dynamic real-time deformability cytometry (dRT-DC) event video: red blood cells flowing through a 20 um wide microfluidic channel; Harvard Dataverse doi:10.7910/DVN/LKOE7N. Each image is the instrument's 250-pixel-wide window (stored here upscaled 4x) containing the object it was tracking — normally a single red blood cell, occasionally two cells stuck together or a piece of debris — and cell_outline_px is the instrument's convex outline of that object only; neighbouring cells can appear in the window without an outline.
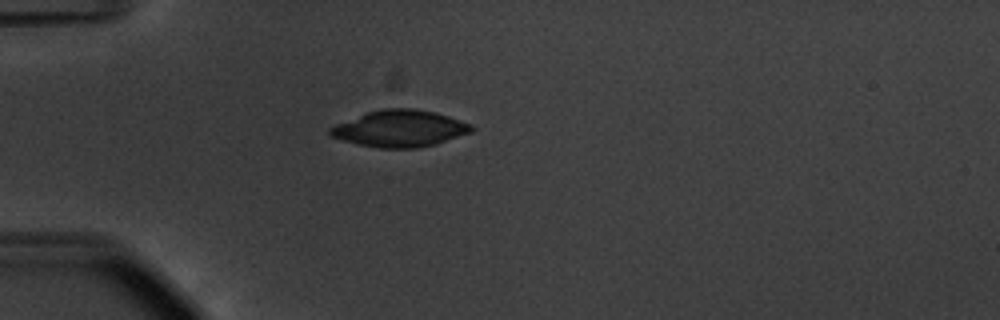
{"species": "common noctule bat (a hibernating species)", "species_latin": "Nyctalus noctula", "temperature_condition": "warm", "stored_images_in_passage": 39, "camera_frame_rate_fps": 3000, "um_per_image_px": 0.085, "animal": {"sex": "male", "body_mass_g": 20.1, "forearm_length_mm": 53.5}, "frame": {"image": 1, "passage_image": 1, "time_ms": 0.0, "image_size_px": [1000, 320], "cell_outline_px": [[476, 128], [472, 132], [436, 144], [416, 148], [376, 148], [356, 144], [332, 136], [328, 132], [328, 128], [336, 124], [368, 112], [380, 108], [412, 108], [436, 112], [472, 124]], "centroid_in_image_um": [34.01, 10.93], "position_along_channel_um": 51.0, "area_um2": 30.29}}
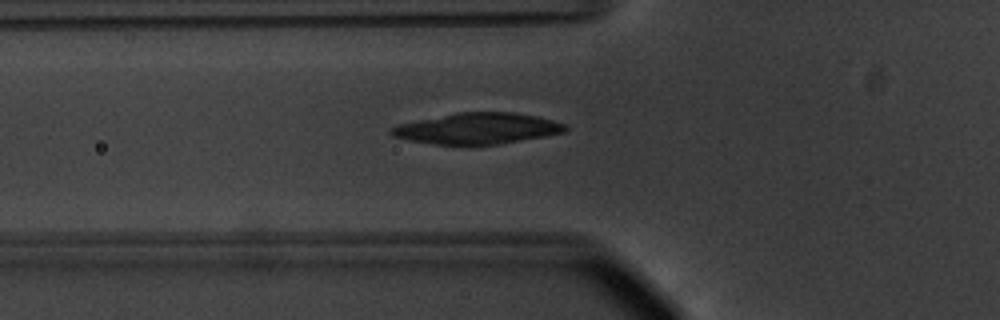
{"frame": {"image": 2, "passage_image": 5, "time_ms": 1.333, "image_size_px": [1000, 320], "cell_outline_px": [[568, 128], [564, 132], [544, 136], [500, 144], [432, 144], [392, 136], [388, 132], [392, 128], [400, 124], [456, 112], [512, 112], [536, 116], [552, 120], [564, 124]], "centroid_in_image_um": [40.59, 10.91], "position_along_channel_um": 85.2, "area_um2": 30.98}}
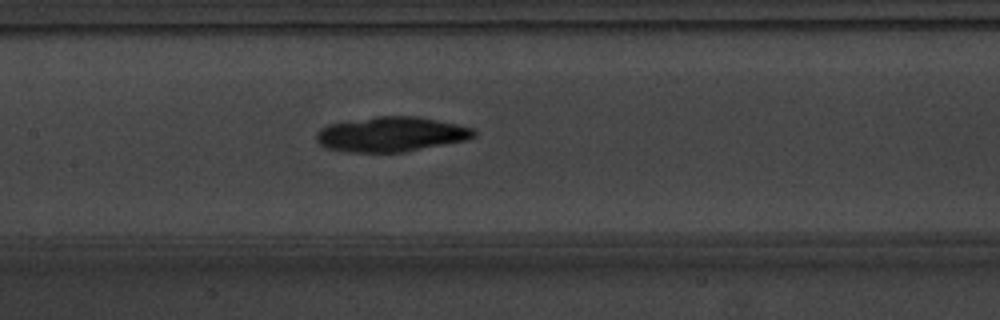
{"frame": {"image": 3, "passage_image": 12, "time_ms": 3.667, "image_size_px": [1000, 320], "cell_outline_px": [[476, 136], [464, 140], [404, 152], [348, 152], [324, 148], [316, 140], [316, 132], [320, 128], [328, 124], [348, 120], [376, 116], [420, 116], [456, 124], [472, 128], [476, 132]], "centroid_in_image_um": [33.19, 11.4], "position_along_channel_um": 174.2, "area_um2": 32.14}}